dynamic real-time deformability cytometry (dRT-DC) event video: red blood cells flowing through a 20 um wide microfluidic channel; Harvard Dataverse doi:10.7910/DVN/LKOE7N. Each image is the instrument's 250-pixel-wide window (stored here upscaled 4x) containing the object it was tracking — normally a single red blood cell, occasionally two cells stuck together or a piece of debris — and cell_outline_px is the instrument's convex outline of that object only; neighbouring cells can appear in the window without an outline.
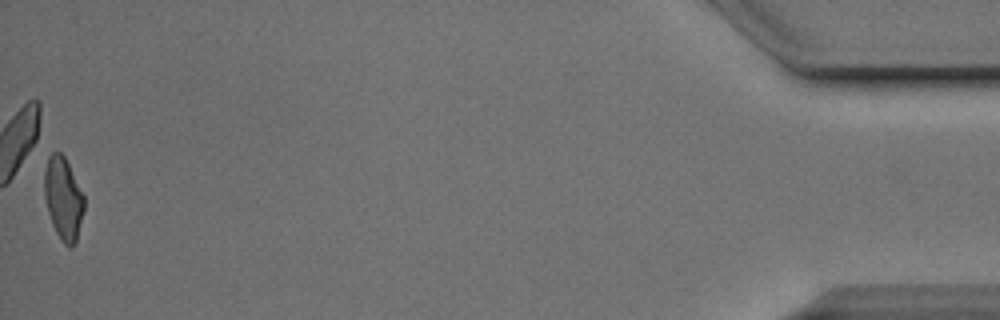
{"species": "Egyptian fruit bat (a non-hibernating species)", "species_latin": "Rousettus aegyptiacus", "temperature_condition": "cold", "stored_images_in_passage": 52, "camera_frame_rate_fps": 3000, "um_per_image_px": 0.085, "animal": {"sex": "male"}, "frame": {"image": 1, "passage_image": 52, "time_ms": 17.0, "image_size_px": [1000, 320], "cell_outline_px": [[84, 208], [76, 240], [72, 248], [68, 248], [60, 240], [52, 224], [48, 212], [44, 196], [44, 172], [48, 156], [52, 152], [60, 152], [64, 156], [84, 196]], "centroid_in_image_um": [5.36, 16.88], "position_along_channel_um": 429.8, "area_um2": 19.02}, "authors_computed_cell_mechanics": {"area_um2": 19.941, "velocity_mm_per_s": 3.8936, "shape_relaxation_time_tau1_ms": 3.7742, "shape_relaxation_time_tau2_ms": 2.3229, "deformation_change_tau1": 0.1428, "deformation_change_tau2": 0.0724}}